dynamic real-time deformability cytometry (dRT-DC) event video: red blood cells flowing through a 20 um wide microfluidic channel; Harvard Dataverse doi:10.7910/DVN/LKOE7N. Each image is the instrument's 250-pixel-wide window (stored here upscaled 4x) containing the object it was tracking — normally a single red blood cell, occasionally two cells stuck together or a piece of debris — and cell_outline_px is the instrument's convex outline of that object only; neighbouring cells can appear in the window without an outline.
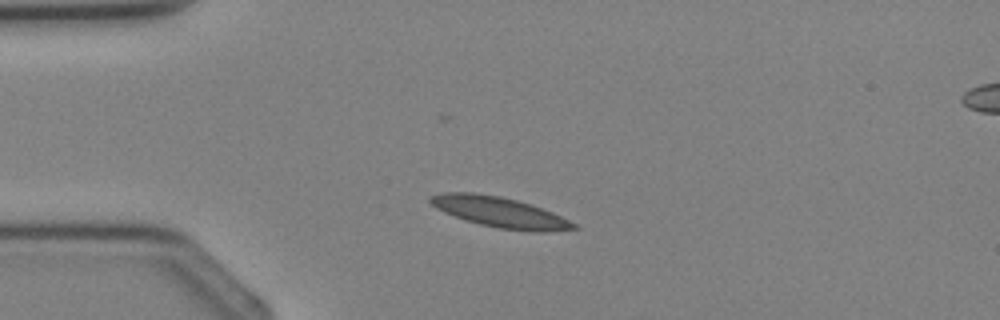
{"species": "Egyptian fruit bat (a non-hibernating species)", "species_latin": "Rousettus aegyptiacus", "temperature_condition": "cold", "stored_images_in_passage": 2, "camera_frame_rate_fps": 3000, "um_per_image_px": 0.085, "animal": {"sex": "female"}, "frame": {"image": 1, "passage_image": 1, "time_ms": 0.0, "image_size_px": [1000, 320], "cell_outline_px": [[580, 228], [544, 232], [532, 232], [500, 228], [480, 224], [464, 220], [444, 212], [436, 208], [428, 200], [428, 196], [440, 192], [472, 192], [500, 196], [532, 204], [552, 212], [576, 224]], "centroid_in_image_um": [42.45, 18.03], "position_along_channel_um": 42.5, "area_um2": 25.49}}